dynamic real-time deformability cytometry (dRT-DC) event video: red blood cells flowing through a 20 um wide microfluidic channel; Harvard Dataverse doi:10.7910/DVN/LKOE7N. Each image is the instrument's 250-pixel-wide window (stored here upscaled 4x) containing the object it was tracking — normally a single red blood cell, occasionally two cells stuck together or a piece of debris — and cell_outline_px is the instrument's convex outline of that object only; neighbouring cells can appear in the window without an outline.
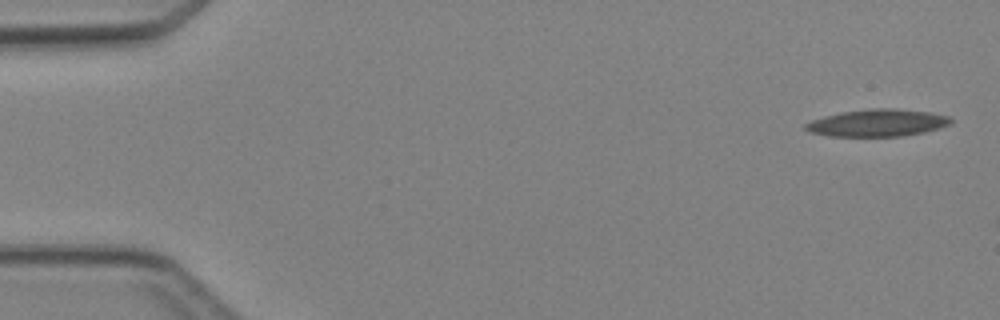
{"species": "Egyptian fruit bat (a non-hibernating species)", "species_latin": "Rousettus aegyptiacus", "temperature_condition": "cold", "stored_images_in_passage": 4, "camera_frame_rate_fps": 3000, "um_per_image_px": 0.085, "animal": {"sex": "female"}, "frame": {"image": 1, "passage_image": 1, "time_ms": 0.0, "image_size_px": [1000, 320], "cell_outline_px": [[952, 124], [940, 128], [924, 132], [900, 136], [828, 136], [812, 132], [804, 128], [804, 124], [812, 120], [824, 116], [840, 112], [868, 108], [900, 108], [928, 112], [948, 116], [952, 120]], "centroid_in_image_um": [74.6, 10.43], "position_along_channel_um": 10.4, "area_um2": 23.12}}